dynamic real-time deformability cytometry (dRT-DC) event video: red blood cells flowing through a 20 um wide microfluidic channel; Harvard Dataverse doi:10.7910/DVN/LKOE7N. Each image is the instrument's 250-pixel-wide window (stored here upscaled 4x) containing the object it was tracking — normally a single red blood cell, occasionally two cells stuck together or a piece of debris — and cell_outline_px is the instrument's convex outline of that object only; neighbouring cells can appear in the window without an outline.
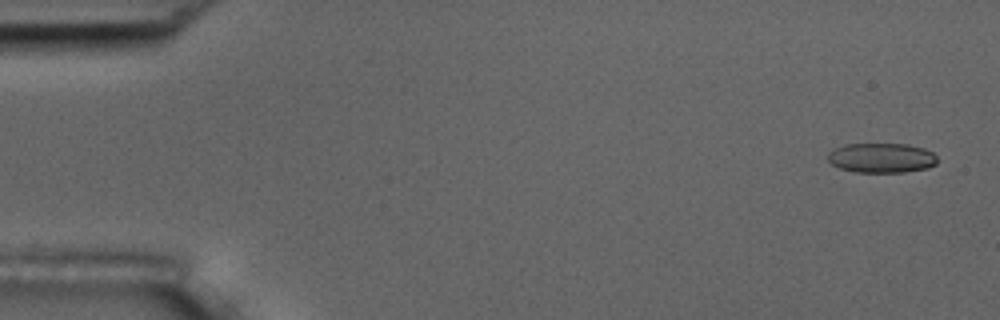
{"species": "common noctule bat (a hibernating species)", "species_latin": "Nyctalus noctula", "temperature_condition": "room temperature", "stored_images_in_passage": 2, "segment_of_instrument_passage": [2, 2], "camera_frame_rate_fps": 3000, "um_per_image_px": 0.085, "animal": {"sex": "male", "body_mass_g": 17.5, "forearm_length_mm": 52.3}, "frame": {"image": 1, "passage_image": 2, "time_ms": 1.333, "image_size_px": [1000, 320], "cell_outline_px": [[940, 160], [936, 164], [928, 168], [904, 172], [856, 172], [840, 168], [832, 164], [828, 160], [828, 152], [832, 148], [844, 144], [908, 144], [924, 148], [932, 152]], "centroid_in_image_um": [74.94, 13.41], "position_along_channel_um": 10.1, "area_um2": 19.19}}